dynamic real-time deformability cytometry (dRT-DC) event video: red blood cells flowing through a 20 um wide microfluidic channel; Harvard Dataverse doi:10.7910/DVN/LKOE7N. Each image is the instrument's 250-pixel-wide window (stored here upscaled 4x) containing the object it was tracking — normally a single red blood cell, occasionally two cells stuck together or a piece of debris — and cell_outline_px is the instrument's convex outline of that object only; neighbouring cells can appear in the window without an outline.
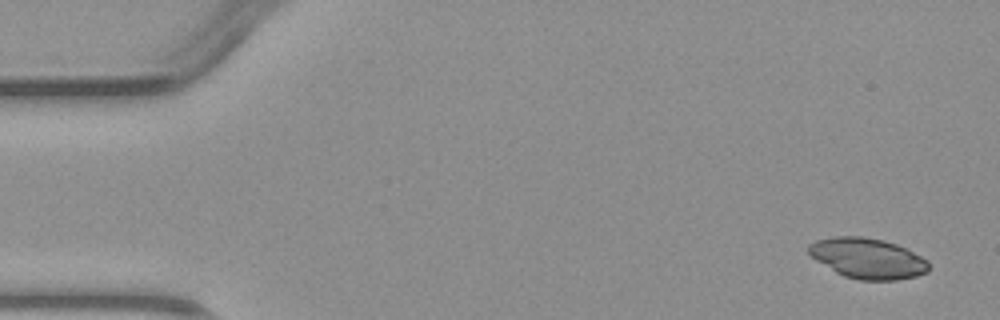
{"species": "common noctule bat (a hibernating species)", "species_latin": "Nyctalus noctula", "temperature_condition": "warm", "stored_images_in_passage": 5, "segment_of_instrument_passage": [2, 2], "camera_frame_rate_fps": 3000, "um_per_image_px": 0.085, "animal": {"sex": "male", "body_mass_g": 23.1, "forearm_length_mm": 52.7}, "frame": {"image": 1, "passage_image": 5, "time_ms": 4.667, "image_size_px": [1000, 320], "cell_outline_px": [[928, 272], [916, 276], [896, 280], [860, 280], [844, 276], [836, 272], [816, 260], [808, 252], [808, 244], [816, 240], [832, 236], [864, 236], [884, 240], [896, 244], [928, 260]], "centroid_in_image_um": [73.73, 21.95], "position_along_channel_um": 11.3, "area_um2": 28.26}}